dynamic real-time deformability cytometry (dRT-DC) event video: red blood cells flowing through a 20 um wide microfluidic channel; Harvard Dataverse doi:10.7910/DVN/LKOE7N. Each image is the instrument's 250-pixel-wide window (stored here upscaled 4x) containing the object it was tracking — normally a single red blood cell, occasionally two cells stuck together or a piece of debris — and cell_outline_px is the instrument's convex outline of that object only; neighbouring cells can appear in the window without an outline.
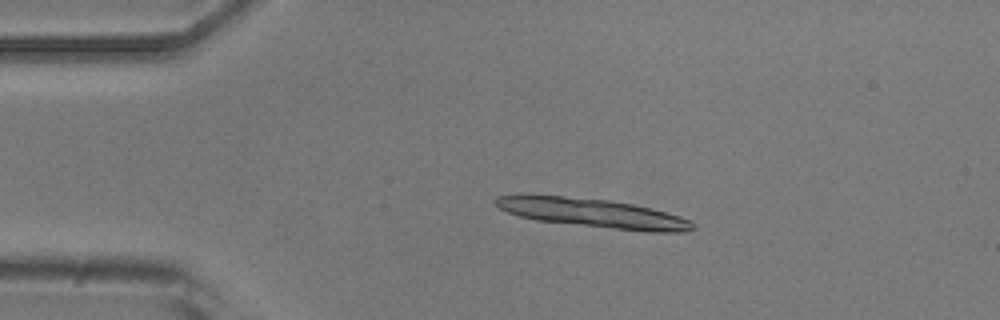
{"species": "common noctule bat (a hibernating species)", "species_latin": "Nyctalus noctula", "temperature_condition": "room temperature", "stored_images_in_passage": 6, "segment_of_instrument_passage": [1, 2], "camera_frame_rate_fps": 3000, "um_per_image_px": 0.085, "animal": {"sex": "male", "body_mass_g": 20.5, "forearm_length_mm": 52.5}, "frame": {"image": 1, "passage_image": 3, "time_ms": 2.333, "image_size_px": [1000, 320], "cell_outline_px": [[692, 228], [684, 232], [648, 232], [536, 220], [520, 216], [508, 212], [500, 208], [492, 200], [496, 196], [520, 192], [608, 200], [632, 204], [680, 216], [688, 220], [692, 224]], "centroid_in_image_um": [50.23, 18.08], "position_along_channel_um": 34.8, "area_um2": 33.35}}